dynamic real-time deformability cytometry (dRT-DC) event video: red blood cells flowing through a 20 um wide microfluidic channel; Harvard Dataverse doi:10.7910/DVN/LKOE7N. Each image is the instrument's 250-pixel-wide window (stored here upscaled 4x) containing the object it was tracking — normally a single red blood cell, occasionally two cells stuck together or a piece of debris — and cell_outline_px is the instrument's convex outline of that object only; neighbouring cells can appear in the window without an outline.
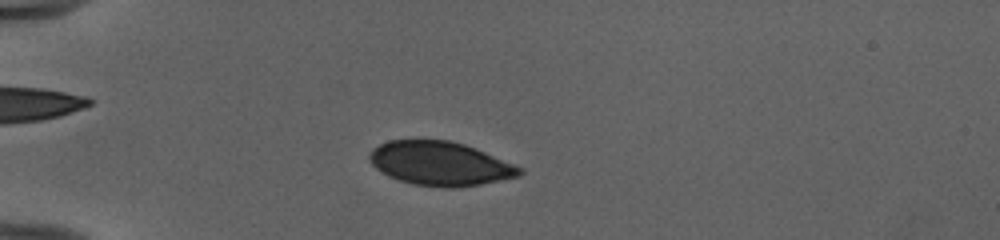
{"species": "human", "species_latin": "Homo sapiens", "temperature_condition": "cold", "stored_images_in_passage": 47, "camera_frame_rate_fps": 3000, "um_per_image_px": 0.085, "donor": {"sex": "female"}, "frame": {"image": 1, "passage_image": 10, "time_ms": 3.0, "image_size_px": [1000, 240], "cell_outline_px": [[524, 172], [520, 176], [480, 184], [452, 188], [444, 188], [412, 184], [388, 176], [376, 168], [368, 160], [368, 156], [372, 148], [388, 140], [448, 140], [464, 144], [476, 148], [524, 168]], "centroid_in_image_um": [37.41, 13.9], "position_along_channel_um": 47.6, "area_um2": 38.55}}
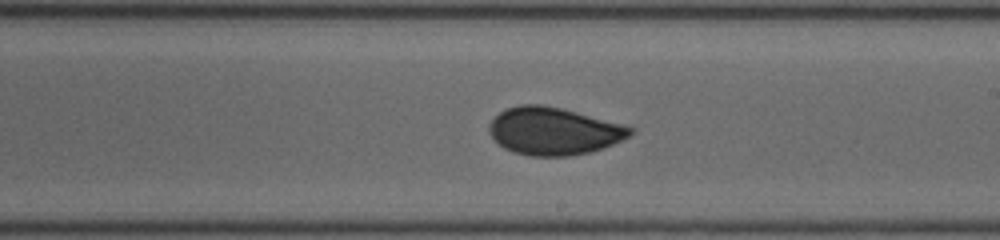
{"frame": {"image": 2, "passage_image": 27, "time_ms": 8.667, "image_size_px": [1000, 240], "cell_outline_px": [[636, 128], [628, 136], [604, 148], [588, 152], [568, 156], [532, 156], [512, 152], [504, 148], [488, 132], [488, 128], [492, 120], [500, 112], [508, 108], [520, 104], [544, 104], [624, 124]], "centroid_in_image_um": [47.06, 11.14], "position_along_channel_um": 241.9, "area_um2": 38.84}}
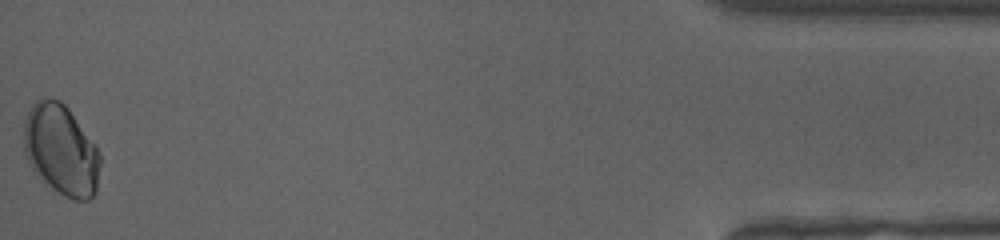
{"frame": {"image": 3, "passage_image": 47, "time_ms": 15.333, "image_size_px": [1000, 240], "cell_outline_px": [[100, 164], [96, 192], [88, 200], [72, 200], [64, 196], [44, 184], [36, 176], [28, 164], [24, 152], [24, 120], [32, 104], [40, 96], [60, 100], [68, 108], [96, 144], [100, 156]], "centroid_in_image_um": [5.17, 12.75], "position_along_channel_um": 430.0, "area_um2": 41.04}, "authors_computed_cell_mechanics": {"area_um2": 38.437, "velocity_mm_per_s": 3.9984, "shape_relaxation_time_tau1_ms": 6.4513, "shape_relaxation_time_tau2_ms": null, "deformation_change_tau1": 0.1105, "deformation_change_tau2": null}}